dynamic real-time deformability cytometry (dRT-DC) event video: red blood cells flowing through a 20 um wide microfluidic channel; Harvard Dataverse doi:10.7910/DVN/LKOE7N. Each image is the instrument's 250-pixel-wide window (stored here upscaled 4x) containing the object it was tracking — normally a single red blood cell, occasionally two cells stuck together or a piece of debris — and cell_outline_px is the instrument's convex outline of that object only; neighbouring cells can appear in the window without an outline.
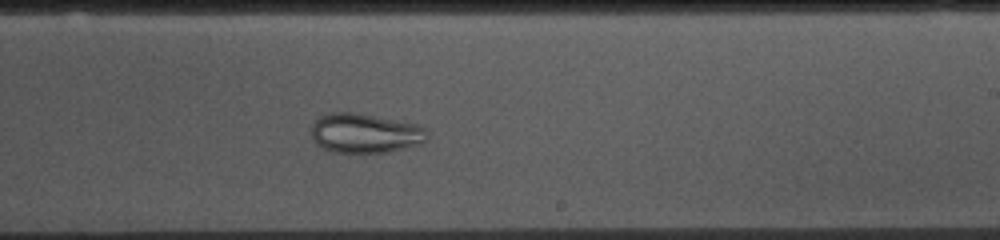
{"species": "common noctule bat (a hibernating species)", "species_latin": "Nyctalus noctula", "temperature_condition": "cold", "stored_images_in_passage": 53, "camera_frame_rate_fps": 3000, "um_per_image_px": 0.085, "animal": {"sex": "female", "body_mass_g": 10.0, "forearm_length_mm": 53.1}, "frame": {"image": 1, "passage_image": 31, "time_ms": 10.0, "image_size_px": [1000, 240], "cell_outline_px": [[428, 140], [424, 144], [384, 152], [328, 152], [320, 148], [316, 144], [312, 136], [312, 124], [320, 116], [328, 112], [356, 112], [416, 124], [428, 128]], "centroid_in_image_um": [31.04, 11.32], "position_along_channel_um": 258.0, "area_um2": 27.05}}
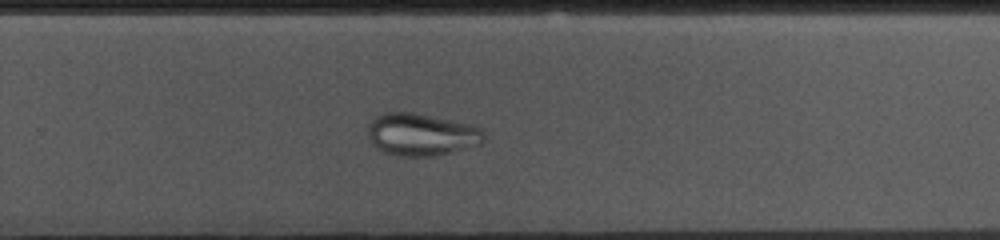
{"frame": {"image": 2, "passage_image": 34, "time_ms": 11.0, "image_size_px": [1000, 240], "cell_outline_px": [[484, 140], [480, 144], [436, 156], [404, 156], [384, 152], [372, 144], [368, 136], [368, 124], [376, 116], [384, 112], [412, 112], [468, 124], [480, 128], [484, 132]], "centroid_in_image_um": [35.79, 11.43], "position_along_channel_um": 294.0, "area_um2": 28.38}}
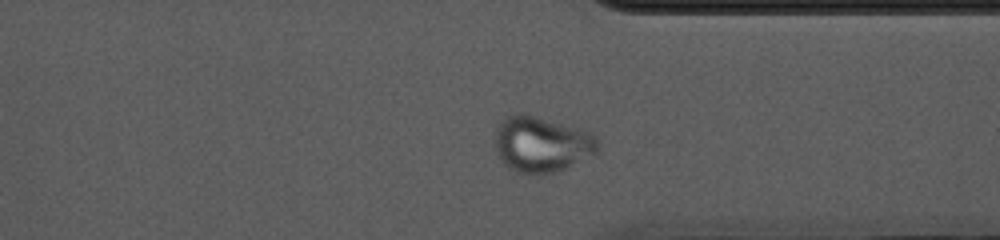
{"frame": {"image": 3, "passage_image": 40, "time_ms": 13.0, "image_size_px": [1000, 240], "cell_outline_px": [[600, 144], [596, 152], [556, 172], [516, 172], [508, 168], [504, 164], [496, 152], [496, 124], [508, 116], [520, 112], [524, 112], [576, 128], [588, 132], [596, 136]], "centroid_in_image_um": [45.99, 12.23], "position_along_channel_um": 365.4, "area_um2": 32.89}}